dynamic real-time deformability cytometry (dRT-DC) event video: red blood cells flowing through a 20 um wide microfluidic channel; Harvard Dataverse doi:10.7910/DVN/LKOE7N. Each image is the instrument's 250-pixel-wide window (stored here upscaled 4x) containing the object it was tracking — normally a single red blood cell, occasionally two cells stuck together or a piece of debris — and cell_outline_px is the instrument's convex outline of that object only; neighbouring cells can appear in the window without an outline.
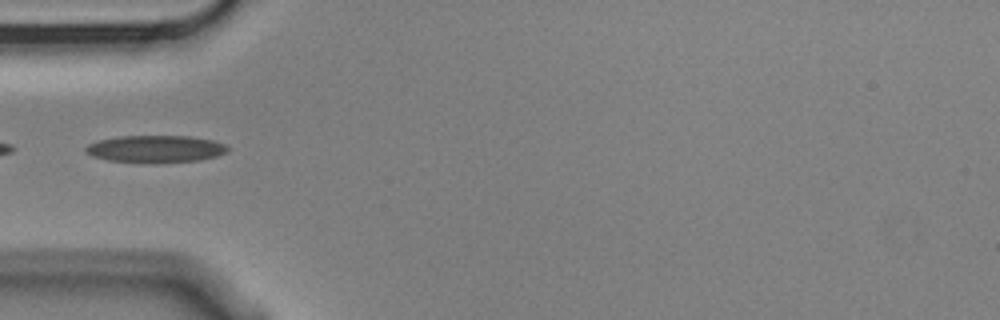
{"species": "Egyptian fruit bat (a non-hibernating species)", "species_latin": "Rousettus aegyptiacus", "temperature_condition": "cold", "stored_images_in_passage": 12, "camera_frame_rate_fps": 3000, "um_per_image_px": 0.085, "animal": {"sex": "male"}, "frame": {"image": 1, "passage_image": 2, "time_ms": 0.333, "image_size_px": [1000, 320], "cell_outline_px": [[228, 152], [216, 156], [200, 160], [156, 164], [108, 160], [92, 156], [84, 152], [84, 148], [88, 144], [100, 140], [120, 136], [188, 136], [212, 140], [224, 144], [228, 148]], "centroid_in_image_um": [13.21, 12.67], "position_along_channel_um": 71.8, "area_um2": 22.72}}
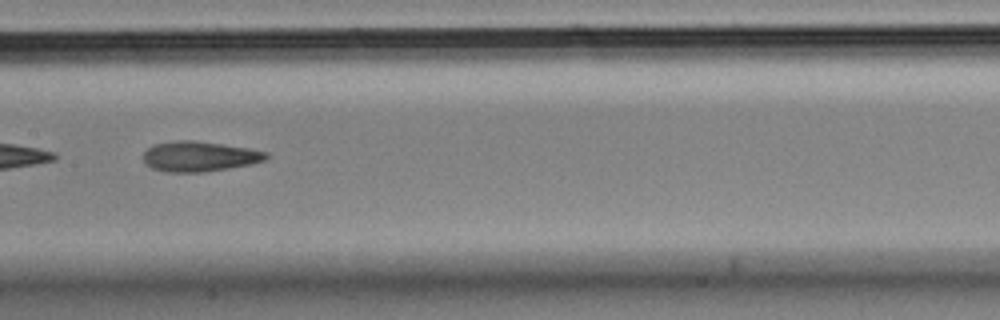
{"frame": {"image": 2, "passage_image": 5, "time_ms": 1.333, "image_size_px": [1000, 320], "cell_outline_px": [[268, 156], [264, 160], [252, 164], [204, 172], [168, 172], [152, 168], [144, 164], [144, 152], [152, 144], [172, 140], [192, 140], [248, 148], [268, 152]], "centroid_in_image_um": [16.91, 13.29], "position_along_channel_um": 190.5, "area_um2": 21.62}}
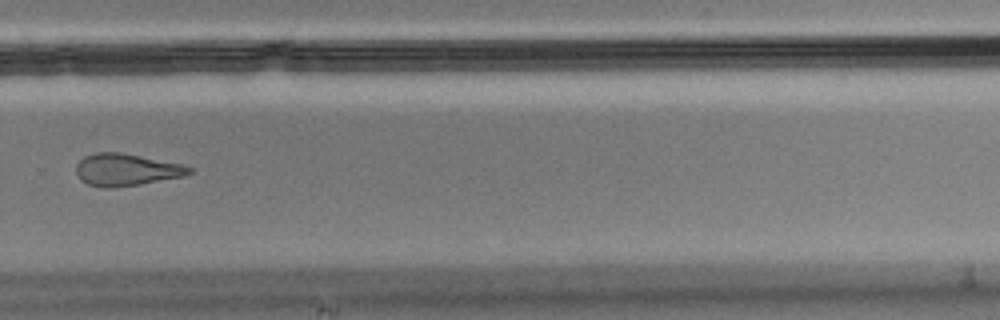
{"frame": {"image": 3, "passage_image": 8, "time_ms": 2.333, "image_size_px": [1000, 320], "cell_outline_px": [[192, 172], [184, 176], [140, 184], [112, 188], [88, 184], [80, 180], [76, 172], [76, 164], [84, 156], [96, 152], [120, 152], [180, 164], [192, 168]], "centroid_in_image_um": [10.7, 14.42], "position_along_channel_um": 319.1, "area_um2": 20.92}}